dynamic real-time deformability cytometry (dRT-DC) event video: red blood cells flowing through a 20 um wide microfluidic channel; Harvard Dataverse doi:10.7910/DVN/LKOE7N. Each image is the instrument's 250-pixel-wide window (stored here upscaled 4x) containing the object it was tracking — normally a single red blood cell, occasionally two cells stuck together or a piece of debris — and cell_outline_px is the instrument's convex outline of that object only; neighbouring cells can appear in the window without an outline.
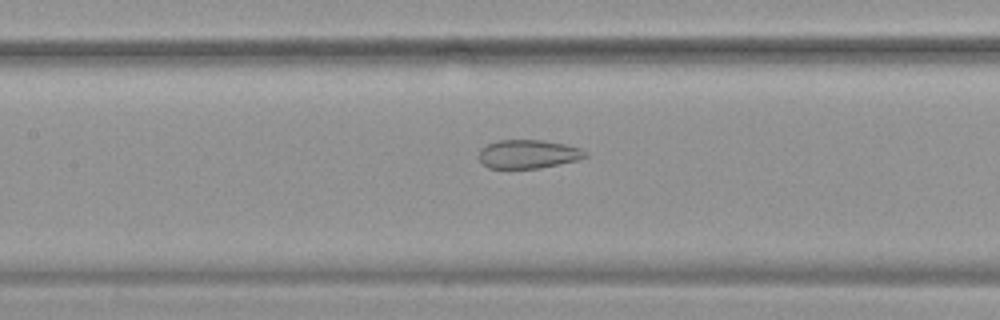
{"species": "common noctule bat (a hibernating species)", "species_latin": "Nyctalus noctula", "temperature_condition": "warm", "stored_images_in_passage": 35, "camera_frame_rate_fps": 3000, "um_per_image_px": 0.085, "animal": {"sex": "female", "body_mass_g": 19.9}, "frame": {"image": 1, "passage_image": 16, "time_ms": 5.0, "image_size_px": [1000, 320], "cell_outline_px": [[588, 156], [576, 160], [540, 168], [488, 168], [476, 156], [480, 148], [496, 140], [544, 140], [564, 144], [580, 148], [588, 152]], "centroid_in_image_um": [44.86, 13.09], "position_along_channel_um": 162.5, "area_um2": 17.86}}
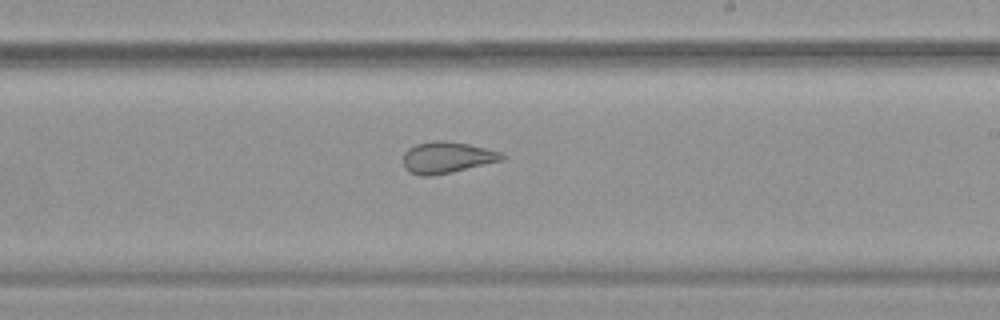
{"frame": {"image": 2, "passage_image": 23, "time_ms": 7.333, "image_size_px": [1000, 320], "cell_outline_px": [[508, 156], [504, 160], [452, 172], [432, 176], [420, 176], [408, 172], [404, 168], [404, 152], [408, 148], [416, 144], [432, 140], [444, 140], [468, 144], [488, 148], [500, 152]], "centroid_in_image_um": [38.0, 13.38], "position_along_channel_um": 251.0, "area_um2": 18.38}}
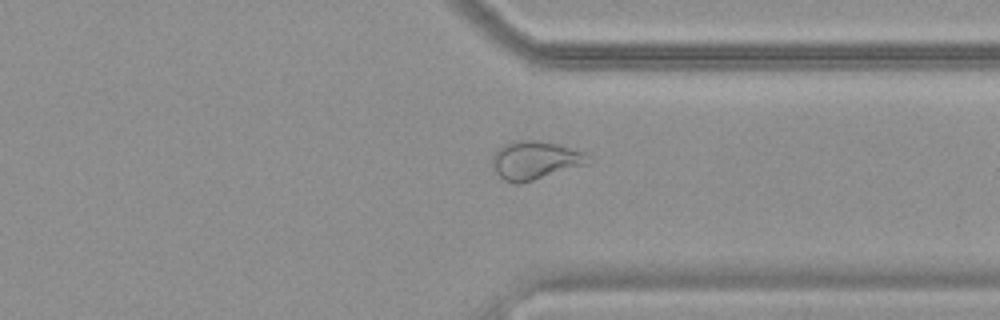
{"frame": {"image": 3, "passage_image": 32, "time_ms": 10.333, "image_size_px": [1000, 320], "cell_outline_px": [[592, 160], [588, 164], [520, 184], [512, 184], [504, 180], [496, 172], [492, 164], [492, 156], [504, 144], [520, 140], [532, 140], [556, 144], [584, 152]], "centroid_in_image_um": [45.48, 13.64], "position_along_channel_um": 365.9, "area_um2": 21.21}}